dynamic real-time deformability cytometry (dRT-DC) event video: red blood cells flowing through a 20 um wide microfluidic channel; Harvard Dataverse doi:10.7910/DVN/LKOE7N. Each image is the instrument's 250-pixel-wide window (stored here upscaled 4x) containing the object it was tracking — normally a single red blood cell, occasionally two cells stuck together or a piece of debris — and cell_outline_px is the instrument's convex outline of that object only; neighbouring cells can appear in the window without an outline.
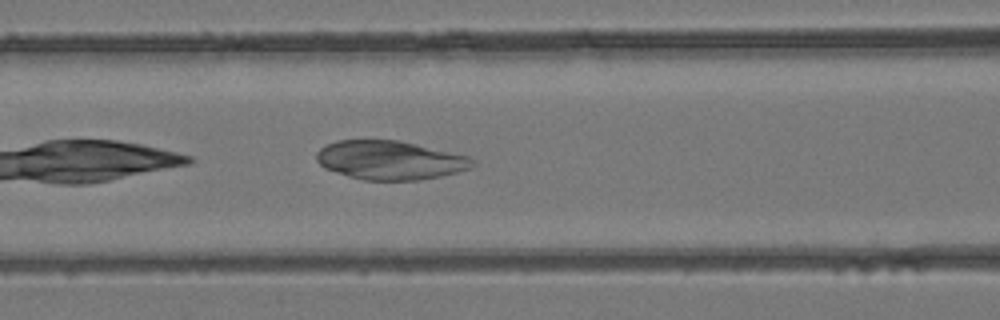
{"species": "common noctule bat (a hibernating species)", "species_latin": "Nyctalus noctula", "temperature_condition": "room temperature", "stored_images_in_passage": 5, "camera_frame_rate_fps": 3000, "um_per_image_px": 0.085, "animal": {"sex": "female", "body_mass_g": 24.6, "forearm_length_mm": 56.2}, "frame": {"image": 1, "passage_image": 5, "time_ms": 1.333, "image_size_px": [1000, 320], "cell_outline_px": [[476, 164], [472, 168], [440, 176], [420, 180], [364, 180], [348, 176], [324, 168], [316, 160], [316, 152], [320, 148], [336, 140], [400, 140], [468, 156]], "centroid_in_image_um": [33.13, 13.61], "position_along_channel_um": 133.5, "area_um2": 35.32}}